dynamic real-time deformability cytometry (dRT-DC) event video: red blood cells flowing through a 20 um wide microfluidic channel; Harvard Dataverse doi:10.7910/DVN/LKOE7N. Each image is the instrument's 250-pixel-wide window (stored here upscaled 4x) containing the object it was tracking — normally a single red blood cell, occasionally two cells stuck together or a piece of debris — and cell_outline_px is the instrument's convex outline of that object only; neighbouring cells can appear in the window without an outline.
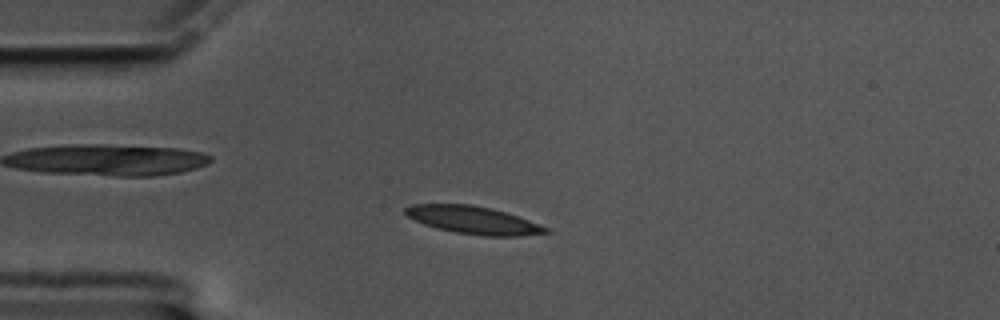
{"species": "common noctule bat (a hibernating species)", "species_latin": "Nyctalus noctula", "temperature_condition": "cold", "stored_images_in_passage": 58, "camera_frame_rate_fps": 3000, "um_per_image_px": 0.085, "animal": {"sex": "male", "body_mass_g": 17.5, "forearm_length_mm": 52.3}, "frame": {"image": 1, "passage_image": 13, "time_ms": 4.0, "image_size_px": [1000, 320], "cell_outline_px": [[552, 232], [520, 236], [484, 236], [456, 232], [436, 228], [424, 224], [408, 216], [404, 212], [404, 208], [412, 204], [472, 204], [492, 208], [528, 220], [548, 228]], "centroid_in_image_um": [40.22, 18.7], "position_along_channel_um": 44.8, "area_um2": 22.48}}
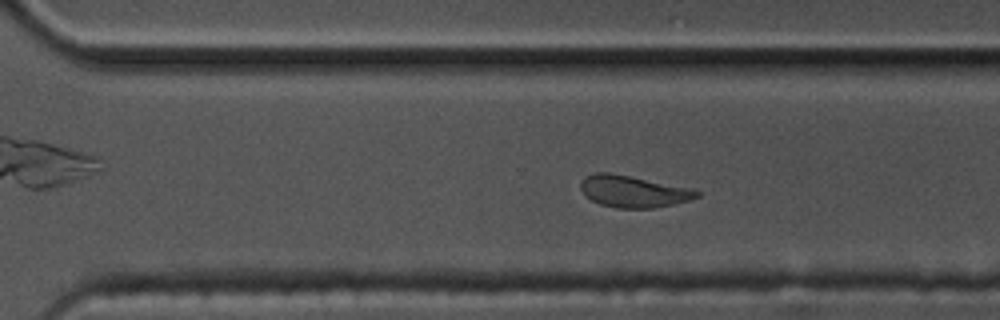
{"frame": {"image": 2, "passage_image": 39, "time_ms": 12.667, "image_size_px": [1000, 320], "cell_outline_px": [[700, 196], [688, 200], [672, 204], [652, 208], [616, 208], [600, 204], [584, 196], [580, 188], [580, 180], [584, 176], [592, 172], [608, 172], [632, 176], [696, 188], [700, 192]], "centroid_in_image_um": [53.81, 16.25], "position_along_channel_um": 316.8, "area_um2": 21.96}}
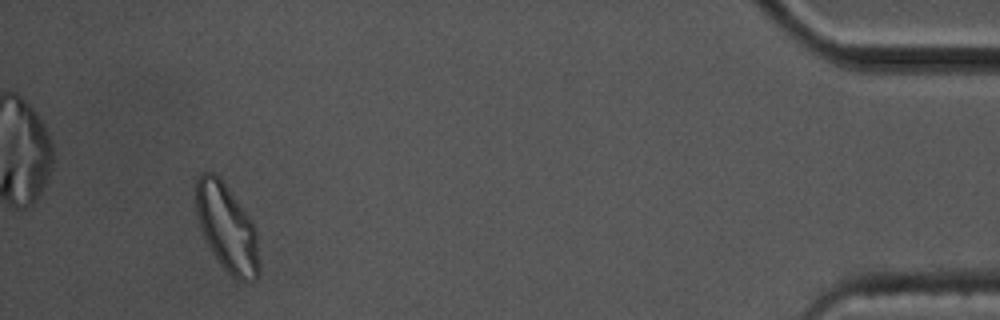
{"frame": {"image": 3, "passage_image": 54, "time_ms": 17.667, "image_size_px": [1000, 320], "cell_outline_px": [[260, 276], [256, 280], [236, 280], [224, 268], [212, 252], [204, 236], [196, 212], [196, 180], [204, 172], [212, 172], [224, 184], [248, 216], [256, 228], [260, 264]], "centroid_in_image_um": [19.32, 19.43], "position_along_channel_um": 415.9, "area_um2": 31.67}, "authors_computed_cell_mechanics": {"area_um2": 22.4264, "velocity_mm_per_s": 3.3541, "shape_relaxation_time_tau1_ms": null, "shape_relaxation_time_tau2_ms": 3.2892, "deformation_change_tau1": null, "deformation_change_tau2": 0.1037}}